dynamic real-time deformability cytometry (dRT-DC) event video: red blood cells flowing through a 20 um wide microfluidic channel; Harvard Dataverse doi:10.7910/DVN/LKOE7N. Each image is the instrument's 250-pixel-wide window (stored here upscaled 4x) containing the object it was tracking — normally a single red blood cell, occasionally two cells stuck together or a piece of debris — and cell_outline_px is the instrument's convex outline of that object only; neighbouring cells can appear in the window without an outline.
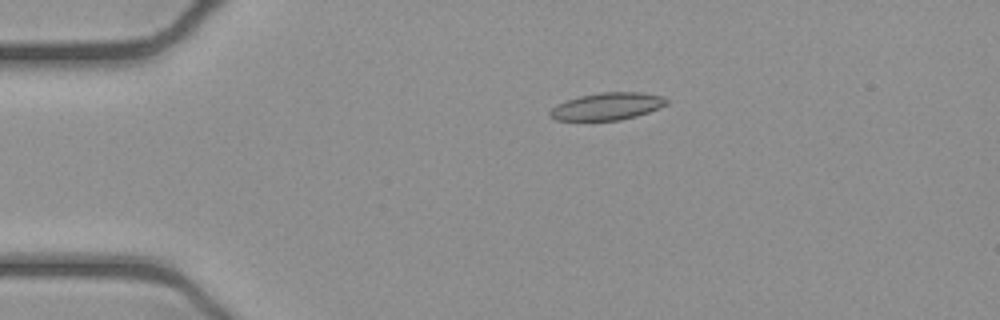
{"species": "common noctule bat (a hibernating species)", "species_latin": "Nyctalus noctula", "temperature_condition": "cold", "stored_images_in_passage": 42, "camera_frame_rate_fps": 3000, "um_per_image_px": 0.085, "animal": {"sex": "female", "body_mass_g": 21.9}, "frame": {"image": 1, "passage_image": 1, "time_ms": 0.0, "image_size_px": [1000, 320], "cell_outline_px": [[668, 104], [660, 108], [636, 116], [620, 120], [556, 120], [548, 116], [548, 112], [556, 104], [564, 100], [580, 96], [600, 92], [640, 92], [664, 96], [668, 100]], "centroid_in_image_um": [51.6, 9.03], "position_along_channel_um": 33.4, "area_um2": 18.73}}
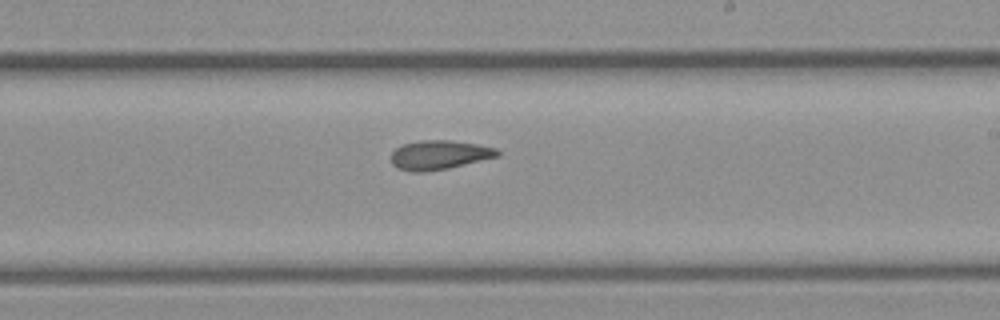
{"frame": {"image": 2, "passage_image": 21, "time_ms": 6.667, "image_size_px": [1000, 320], "cell_outline_px": [[500, 156], [448, 168], [424, 172], [412, 172], [396, 168], [392, 164], [392, 152], [396, 148], [404, 144], [420, 140], [452, 140], [476, 144], [496, 148], [500, 152]], "centroid_in_image_um": [37.34, 13.17], "position_along_channel_um": 251.7, "area_um2": 18.09}}
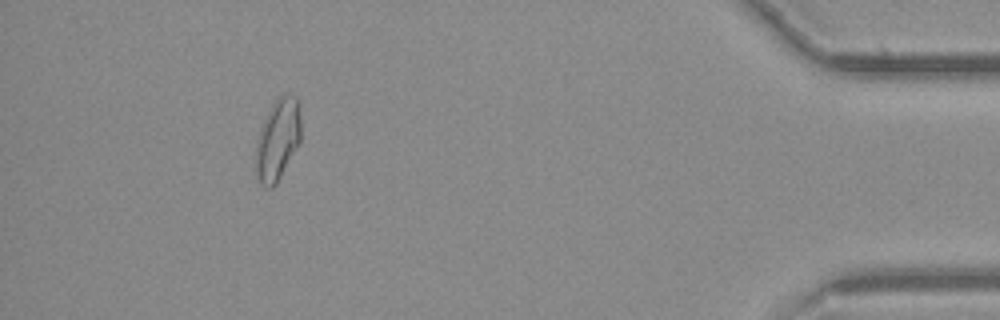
{"frame": {"image": 3, "passage_image": 38, "time_ms": 12.333, "image_size_px": [1000, 320], "cell_outline_px": [[300, 144], [276, 184], [272, 188], [264, 188], [260, 184], [256, 176], [256, 140], [260, 128], [272, 104], [284, 92], [296, 96], [300, 100]], "centroid_in_image_um": [23.62, 11.86], "position_along_channel_um": 411.6, "area_um2": 21.85}, "authors_computed_cell_mechanics": {"area_um2": 18.6116, "velocity_mm_per_s": 3.9216, "shape_relaxation_time_tau1_ms": null, "shape_relaxation_time_tau2_ms": 4.1006, "deformation_change_tau1": null, "deformation_change_tau2": 0.1118}}